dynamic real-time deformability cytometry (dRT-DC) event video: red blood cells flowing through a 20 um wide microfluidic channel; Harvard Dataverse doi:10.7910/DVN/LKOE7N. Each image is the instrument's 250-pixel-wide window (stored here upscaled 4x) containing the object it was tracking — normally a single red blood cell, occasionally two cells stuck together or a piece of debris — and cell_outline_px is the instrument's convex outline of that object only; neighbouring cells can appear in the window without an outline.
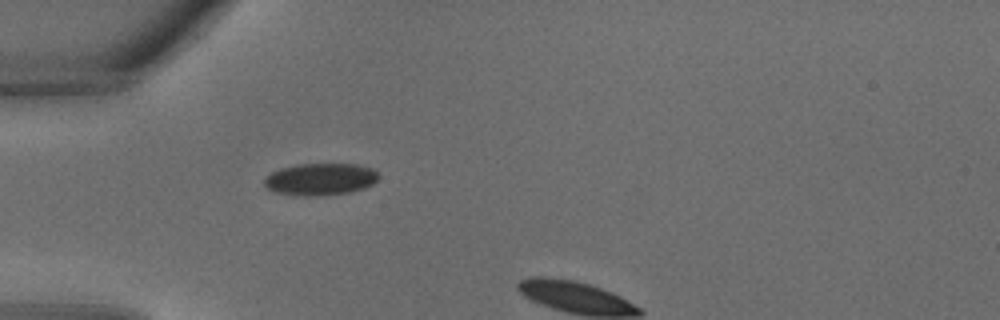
{"species": "common noctule bat (a hibernating species)", "species_latin": "Nyctalus noctula", "temperature_condition": "warm", "stored_images_in_passage": 2, "camera_frame_rate_fps": 3000, "um_per_image_px": 0.085, "animal": {"sex": "male", "body_mass_g": 18.8}, "frame": {"image": 1, "passage_image": 1, "time_ms": 0.0, "image_size_px": [1000, 320], "cell_outline_px": [[380, 176], [372, 184], [364, 188], [348, 192], [316, 196], [292, 196], [276, 192], [268, 188], [264, 184], [264, 180], [272, 172], [280, 168], [296, 164], [356, 164], [372, 168]], "centroid_in_image_um": [27.22, 15.23], "position_along_channel_um": 57.8, "area_um2": 21.33}}